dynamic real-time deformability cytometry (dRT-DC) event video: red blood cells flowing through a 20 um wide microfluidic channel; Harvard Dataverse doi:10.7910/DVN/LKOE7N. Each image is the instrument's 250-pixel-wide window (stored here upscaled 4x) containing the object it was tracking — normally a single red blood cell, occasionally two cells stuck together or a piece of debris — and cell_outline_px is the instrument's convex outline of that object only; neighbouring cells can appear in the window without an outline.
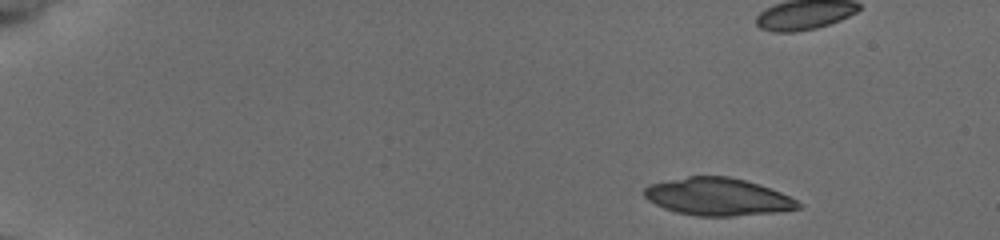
{"species": "common noctule bat (a hibernating species)", "species_latin": "Nyctalus noctula", "temperature_condition": "cold", "stored_images_in_passage": 24, "camera_frame_rate_fps": 3000, "um_per_image_px": 0.085, "animal": {"sex": "female", "body_mass_g": 19.5, "forearm_length_mm": 54.1}, "frame": {"image": 1, "passage_image": 4, "time_ms": 1.0, "image_size_px": [1000, 240], "cell_outline_px": [[804, 208], [776, 212], [732, 216], [696, 216], [676, 212], [664, 208], [648, 200], [644, 196], [644, 188], [648, 184], [688, 176], [728, 176], [744, 180], [780, 192], [804, 204]], "centroid_in_image_um": [61.01, 16.73], "position_along_channel_um": 24.0, "area_um2": 33.58}}